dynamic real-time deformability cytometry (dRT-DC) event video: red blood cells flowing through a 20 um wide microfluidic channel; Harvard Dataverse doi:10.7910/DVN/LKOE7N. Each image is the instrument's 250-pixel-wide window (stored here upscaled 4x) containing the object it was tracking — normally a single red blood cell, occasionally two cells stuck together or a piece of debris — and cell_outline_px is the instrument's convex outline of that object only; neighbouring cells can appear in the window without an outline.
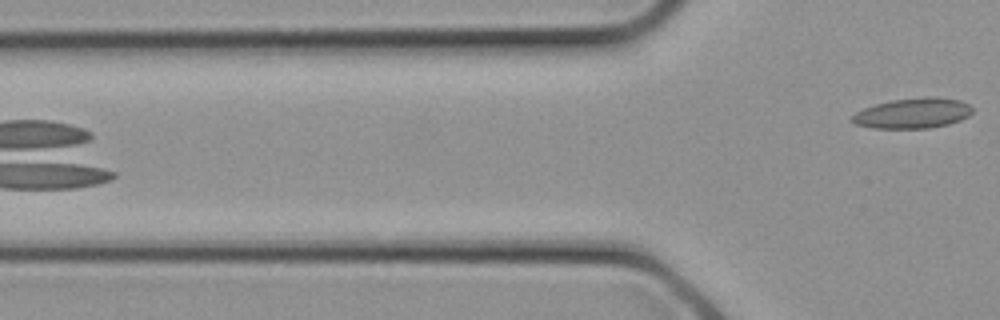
{"species": "common noctule bat (a hibernating species)", "species_latin": "Nyctalus noctula", "temperature_condition": "cold", "stored_images_in_passage": 9, "camera_frame_rate_fps": 3000, "um_per_image_px": 0.085, "animal": {"sex": "female", "body_mass_g": 21.9}, "frame": {"image": 1, "passage_image": 9, "time_ms": 2.667, "image_size_px": [1000, 320], "cell_outline_px": [[972, 112], [968, 116], [960, 120], [948, 124], [928, 128], [872, 128], [856, 124], [852, 120], [852, 116], [856, 112], [864, 108], [876, 104], [892, 100], [924, 96], [960, 100], [968, 104], [972, 108]], "centroid_in_image_um": [77.59, 9.62], "position_along_channel_um": 48.2, "area_um2": 21.04}}